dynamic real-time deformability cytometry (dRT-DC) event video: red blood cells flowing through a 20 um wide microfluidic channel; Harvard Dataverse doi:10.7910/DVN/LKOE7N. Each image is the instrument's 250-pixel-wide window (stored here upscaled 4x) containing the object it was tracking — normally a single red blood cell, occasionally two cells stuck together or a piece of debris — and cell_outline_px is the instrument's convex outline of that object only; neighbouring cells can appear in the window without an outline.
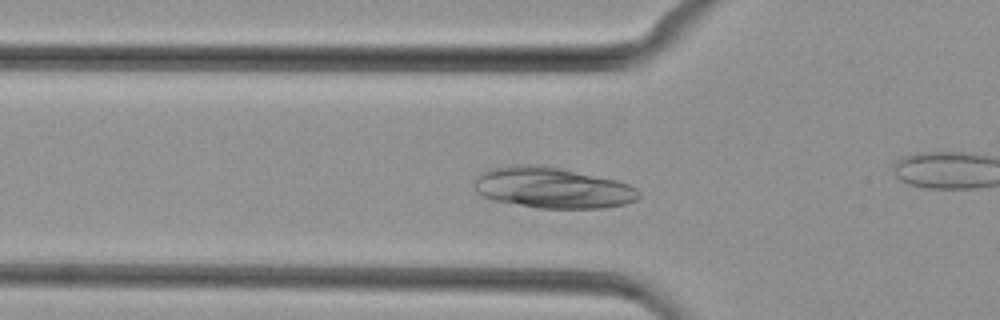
{"species": "common noctule bat (a hibernating species)", "species_latin": "Nyctalus noctula", "temperature_condition": "cold", "stored_images_in_passage": 36, "camera_frame_rate_fps": 3000, "um_per_image_px": 0.085, "animal": {"sex": "female", "body_mass_g": 29.2, "forearm_length_mm": 56.3}, "frame": {"image": 1, "passage_image": 11, "time_ms": 3.333, "image_size_px": [1000, 320], "cell_outline_px": [[640, 196], [636, 200], [624, 204], [600, 208], [536, 208], [492, 200], [476, 192], [476, 176], [480, 172], [488, 168], [512, 164], [540, 164], [560, 168], [616, 180], [628, 184], [636, 188], [640, 192]], "centroid_in_image_um": [46.92, 15.95], "position_along_channel_um": 78.9, "area_um2": 39.42}}
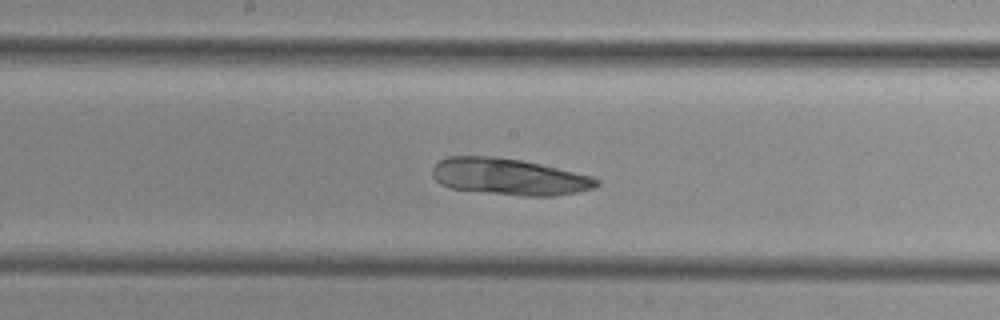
{"frame": {"image": 2, "passage_image": 20, "time_ms": 6.333, "image_size_px": [1000, 320], "cell_outline_px": [[600, 184], [592, 188], [576, 192], [556, 196], [520, 196], [448, 188], [440, 184], [432, 176], [432, 168], [440, 160], [448, 156], [492, 156], [520, 160], [540, 164], [592, 176], [600, 180]], "centroid_in_image_um": [43.25, 15.03], "position_along_channel_um": 205.0, "area_um2": 35.03}}
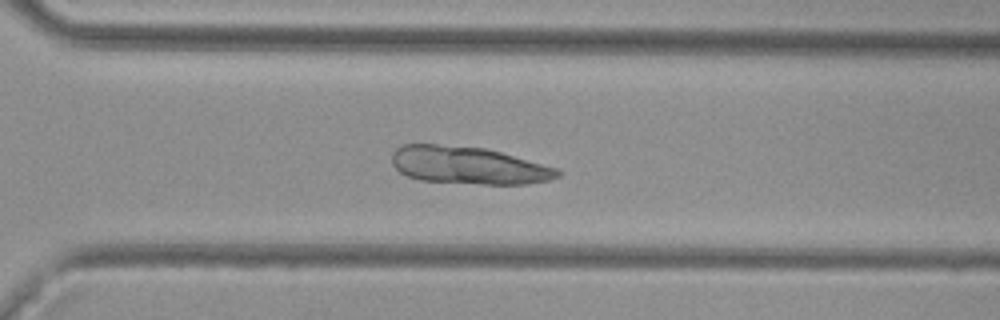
{"frame": {"image": 3, "passage_image": 29, "time_ms": 9.333, "image_size_px": [1000, 320], "cell_outline_px": [[564, 172], [560, 176], [548, 180], [528, 184], [484, 184], [420, 180], [408, 176], [400, 172], [392, 164], [392, 152], [400, 144], [436, 144], [484, 148], [500, 152], [560, 168]], "centroid_in_image_um": [39.84, 14.05], "position_along_channel_um": 330.8, "area_um2": 36.36}}